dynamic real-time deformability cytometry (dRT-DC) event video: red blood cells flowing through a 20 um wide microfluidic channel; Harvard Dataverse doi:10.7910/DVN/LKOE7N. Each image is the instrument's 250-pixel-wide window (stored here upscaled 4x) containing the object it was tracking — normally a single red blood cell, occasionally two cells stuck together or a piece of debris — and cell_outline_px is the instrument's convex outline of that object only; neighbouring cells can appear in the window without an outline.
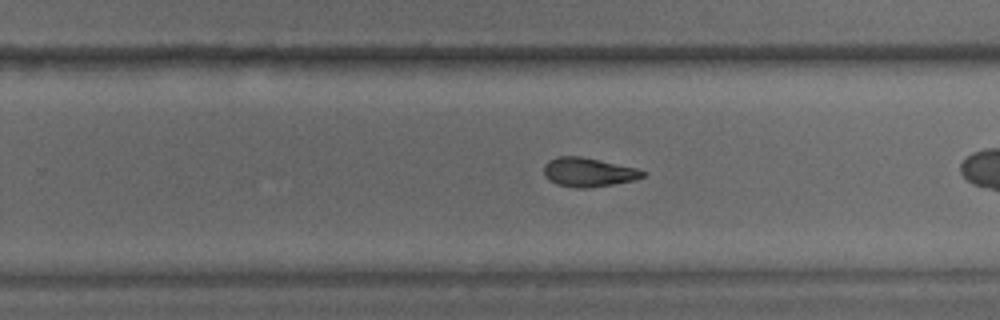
{"species": "common noctule bat (a hibernating species)", "species_latin": "Nyctalus noctula", "temperature_condition": "warm", "stored_images_in_passage": 30, "camera_frame_rate_fps": 3000, "um_per_image_px": 0.085, "animal": {"sex": "male", "body_mass_g": 15.6}, "frame": {"image": 1, "passage_image": 19, "time_ms": 6.0, "image_size_px": [1000, 320], "cell_outline_px": [[648, 172], [644, 176], [632, 180], [612, 184], [588, 188], [576, 188], [556, 184], [548, 180], [544, 176], [544, 164], [548, 160], [556, 156], [580, 156], [636, 168]], "centroid_in_image_um": [49.96, 14.63], "position_along_channel_um": 279.8, "area_um2": 16.7}}
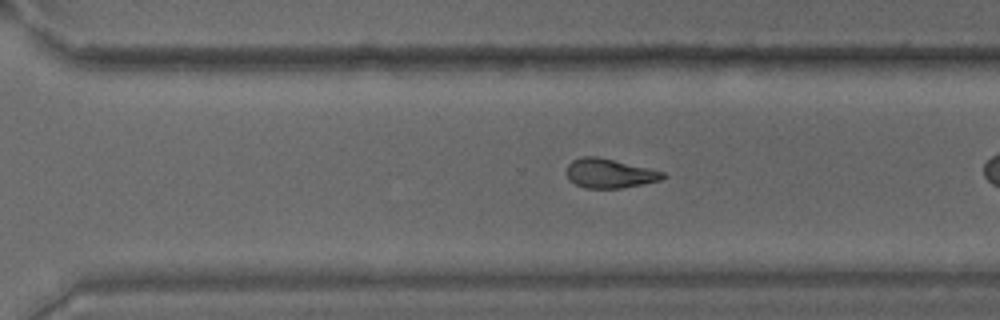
{"frame": {"image": 2, "passage_image": 22, "time_ms": 7.0, "image_size_px": [1000, 320], "cell_outline_px": [[668, 176], [660, 180], [644, 184], [620, 188], [584, 188], [568, 180], [564, 172], [568, 164], [572, 160], [584, 156], [596, 156], [648, 168], [664, 172]], "centroid_in_image_um": [51.77, 14.74], "position_along_channel_um": 318.8, "area_um2": 16.53}, "authors_computed_cell_mechanics": {"area_um2": 16.762, "velocity_mm_per_s": 3.9143, "shape_relaxation_time_tau1_ms": 4.6455, "shape_relaxation_time_tau2_ms": 1.9338, "deformation_change_tau1": 0.1386, "deformation_change_tau2": 0.093}}